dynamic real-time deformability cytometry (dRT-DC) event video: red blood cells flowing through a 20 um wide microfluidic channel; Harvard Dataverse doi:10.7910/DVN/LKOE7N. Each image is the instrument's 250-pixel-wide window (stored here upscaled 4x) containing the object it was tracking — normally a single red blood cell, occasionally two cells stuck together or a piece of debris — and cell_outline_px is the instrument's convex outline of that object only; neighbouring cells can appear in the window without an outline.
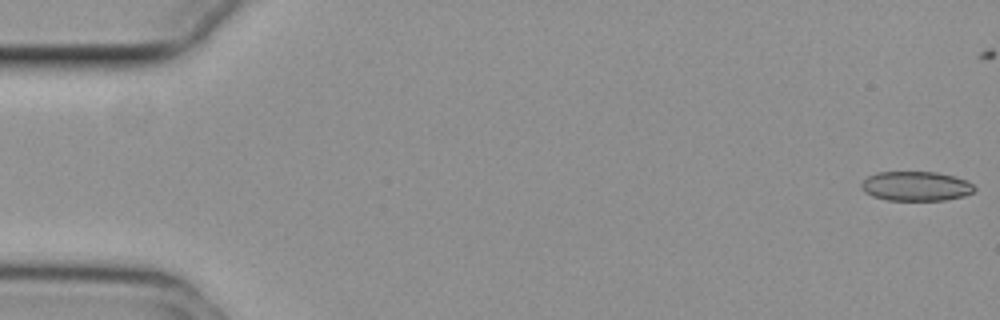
{"species": "common noctule bat (a hibernating species)", "species_latin": "Nyctalus noctula", "temperature_condition": "cold", "stored_images_in_passage": 33, "camera_frame_rate_fps": 3000, "um_per_image_px": 0.085, "animal": {"sex": "female", "body_mass_g": 29.2, "forearm_length_mm": 56.3}, "frame": {"image": 1, "passage_image": 1, "time_ms": 0.0, "image_size_px": [1000, 320], "cell_outline_px": [[976, 188], [972, 192], [964, 196], [944, 200], [888, 200], [872, 196], [864, 192], [860, 188], [860, 184], [868, 176], [876, 172], [936, 172], [952, 176], [964, 180], [972, 184]], "centroid_in_image_um": [77.81, 15.82], "position_along_channel_um": 7.2, "area_um2": 19.36}}
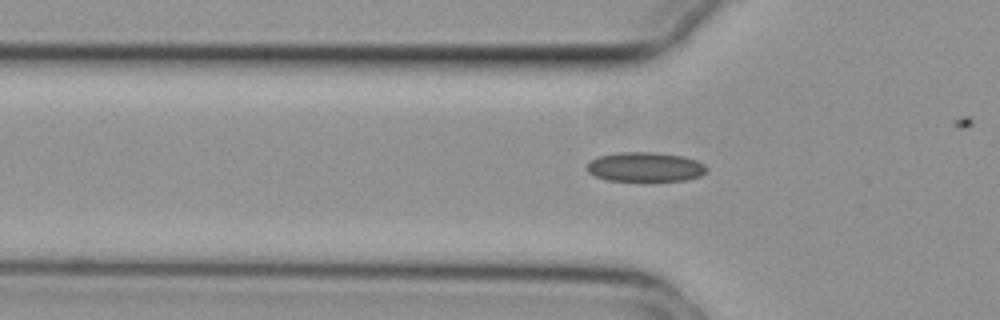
{"frame": {"image": 2, "passage_image": 18, "time_ms": 5.667, "image_size_px": [1000, 320], "cell_outline_px": [[708, 168], [700, 176], [684, 180], [608, 180], [596, 176], [588, 172], [588, 164], [592, 160], [600, 156], [616, 152], [656, 152], [684, 156], [696, 160], [704, 164]], "centroid_in_image_um": [54.87, 14.17], "position_along_channel_um": 70.9, "area_um2": 20.29}}
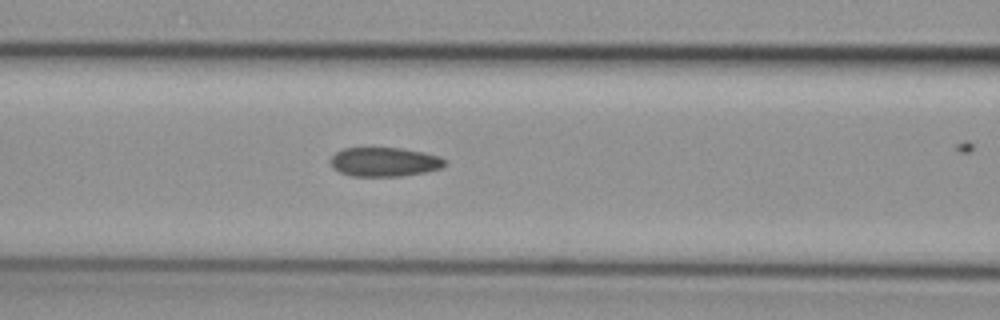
{"frame": {"image": 3, "passage_image": 23, "time_ms": 7.333, "image_size_px": [1000, 320], "cell_outline_px": [[444, 164], [440, 168], [424, 172], [404, 176], [352, 176], [340, 172], [332, 168], [332, 156], [336, 152], [344, 148], [400, 148], [424, 152], [440, 156], [444, 160]], "centroid_in_image_um": [32.67, 13.76], "position_along_channel_um": 133.9, "area_um2": 19.25}}